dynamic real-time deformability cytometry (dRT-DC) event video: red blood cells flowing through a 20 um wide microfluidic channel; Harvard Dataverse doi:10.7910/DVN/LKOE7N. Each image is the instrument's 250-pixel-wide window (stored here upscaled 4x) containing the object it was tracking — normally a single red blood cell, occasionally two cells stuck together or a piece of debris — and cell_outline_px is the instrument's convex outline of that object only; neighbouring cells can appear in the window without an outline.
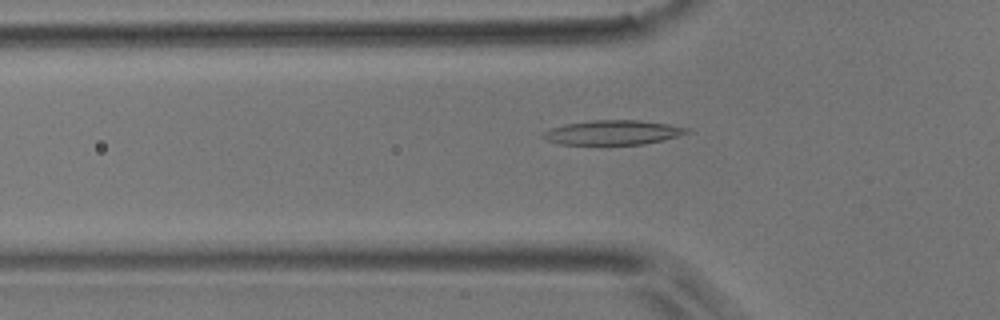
{"species": "common noctule bat (a hibernating species)", "species_latin": "Nyctalus noctula", "temperature_condition": "room temperature", "stored_images_in_passage": 39, "camera_frame_rate_fps": 3000, "um_per_image_px": 0.085, "animal": {"sex": "male", "body_mass_g": 17.9}, "frame": {"image": 1, "passage_image": 5, "time_ms": 1.333, "image_size_px": [1000, 320], "cell_outline_px": [[692, 132], [644, 144], [560, 144], [544, 140], [540, 136], [544, 132], [552, 128], [564, 124], [592, 120], [640, 120], [668, 124], [692, 128]], "centroid_in_image_um": [52.09, 11.25], "position_along_channel_um": 73.7, "area_um2": 20.52}}
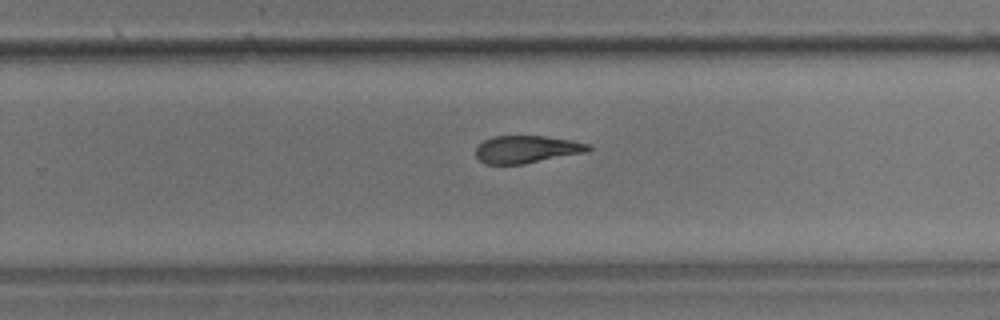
{"frame": {"image": 2, "passage_image": 21, "time_ms": 6.667, "image_size_px": [1000, 320], "cell_outline_px": [[592, 148], [588, 152], [524, 164], [484, 164], [476, 156], [476, 148], [484, 140], [492, 136], [544, 136], [572, 140], [588, 144]], "centroid_in_image_um": [44.78, 12.69], "position_along_channel_um": 285.0, "area_um2": 18.09}}
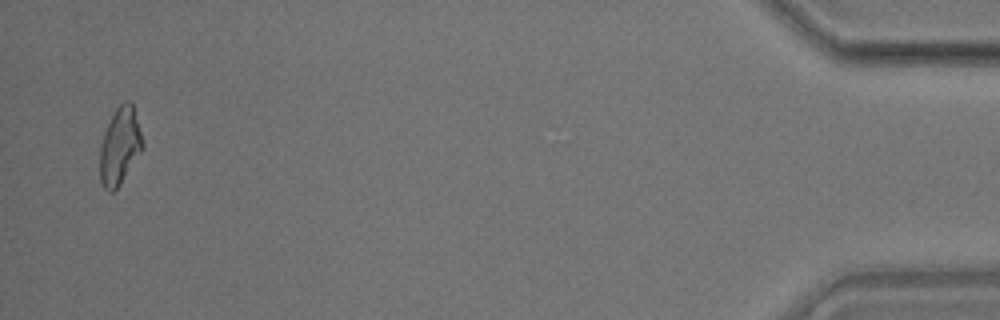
{"frame": {"image": 3, "passage_image": 38, "time_ms": 12.333, "image_size_px": [1000, 320], "cell_outline_px": [[144, 148], [120, 184], [112, 192], [108, 192], [104, 188], [100, 180], [100, 144], [104, 132], [116, 108], [124, 100], [128, 100], [132, 104], [144, 140]], "centroid_in_image_um": [10.2, 12.42], "position_along_channel_um": 425.0, "area_um2": 19.19}, "authors_computed_cell_mechanics": {"area_um2": 19.1896, "velocity_mm_per_s": 3.9607, "shape_relaxation_time_tau1_ms": 5.5819, "shape_relaxation_time_tau2_ms": 3.7438, "deformation_change_tau1": 0.1739, "deformation_change_tau2": 0.1334}}